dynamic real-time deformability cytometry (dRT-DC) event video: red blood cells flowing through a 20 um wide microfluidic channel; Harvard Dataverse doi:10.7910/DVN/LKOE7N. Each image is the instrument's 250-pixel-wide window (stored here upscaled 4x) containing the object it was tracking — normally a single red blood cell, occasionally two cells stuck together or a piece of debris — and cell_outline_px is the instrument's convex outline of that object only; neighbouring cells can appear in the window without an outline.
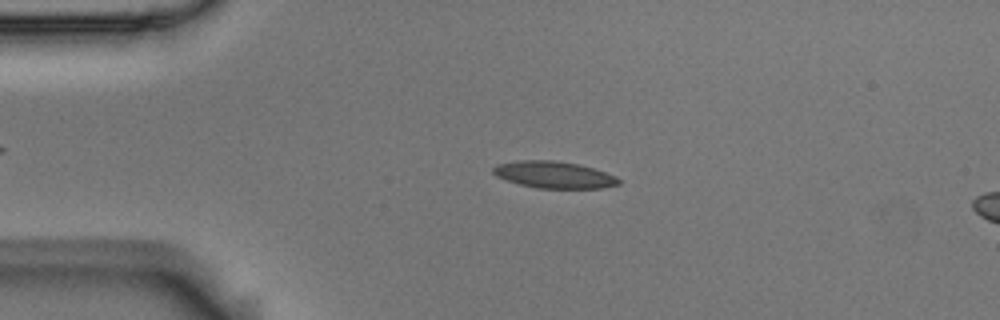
{"species": "Egyptian fruit bat (a non-hibernating species)", "species_latin": "Rousettus aegyptiacus", "temperature_condition": "room temperature", "stored_images_in_passage": 47, "camera_frame_rate_fps": 3000, "um_per_image_px": 0.085, "animal": {"sex": "male"}, "frame": {"image": 1, "passage_image": 11, "time_ms": 3.333, "image_size_px": [1000, 320], "cell_outline_px": [[620, 184], [604, 188], [536, 188], [520, 184], [496, 176], [492, 172], [492, 168], [496, 164], [520, 160], [552, 160], [576, 164], [592, 168], [616, 176], [620, 180]], "centroid_in_image_um": [47.08, 14.86], "position_along_channel_um": 37.9, "area_um2": 19.48}}
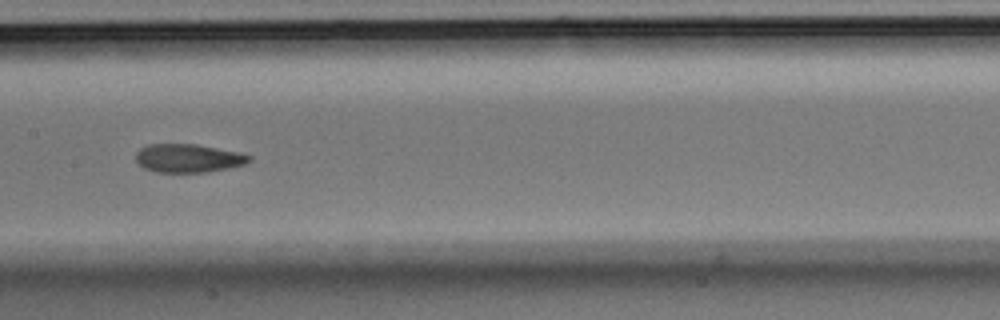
{"frame": {"image": 2, "passage_image": 26, "time_ms": 8.333, "image_size_px": [1000, 320], "cell_outline_px": [[252, 160], [244, 164], [228, 168], [208, 172], [156, 172], [144, 168], [136, 160], [136, 152], [140, 148], [148, 144], [196, 144], [240, 152], [252, 156]], "centroid_in_image_um": [16.01, 13.44], "position_along_channel_um": 191.4, "area_um2": 18.84}}
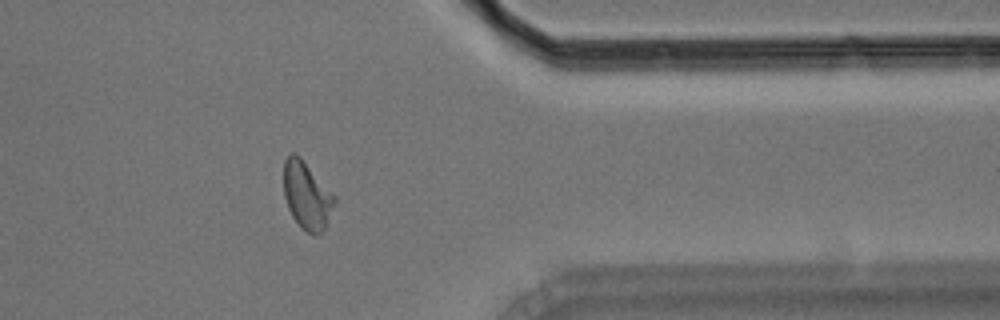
{"frame": {"image": 3, "passage_image": 43, "time_ms": 14.0, "image_size_px": [1000, 320], "cell_outline_px": [[336, 200], [324, 228], [320, 232], [308, 232], [300, 228], [292, 216], [288, 208], [284, 196], [284, 160], [292, 152], [296, 152], [300, 156], [336, 196]], "centroid_in_image_um": [26.06, 16.57], "position_along_channel_um": 385.3, "area_um2": 19.77}, "authors_computed_cell_mechanics": {"area_um2": 19.4786, "velocity_mm_per_s": 3.6647, "shape_relaxation_time_tau1_ms": 10.2876, "shape_relaxation_time_tau2_ms": 1.5177, "deformation_change_tau1": 0.2385, "deformation_change_tau2": 0.0779}}